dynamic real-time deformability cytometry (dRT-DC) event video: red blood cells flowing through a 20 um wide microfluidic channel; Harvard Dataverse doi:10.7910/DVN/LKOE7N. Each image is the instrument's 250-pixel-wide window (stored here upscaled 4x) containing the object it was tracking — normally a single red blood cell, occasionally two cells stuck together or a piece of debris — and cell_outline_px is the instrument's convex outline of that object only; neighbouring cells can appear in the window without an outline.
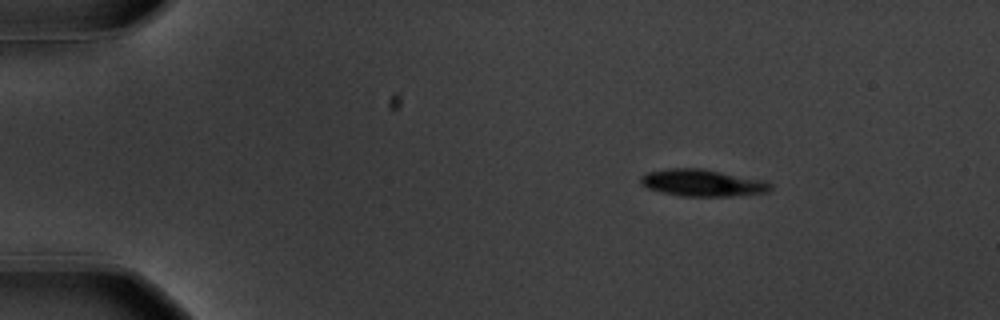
{"species": "common noctule bat (a hibernating species)", "species_latin": "Nyctalus noctula", "temperature_condition": "warm", "stored_images_in_passage": 9, "camera_frame_rate_fps": 3000, "um_per_image_px": 0.085, "animal": {"sex": "male", "body_mass_g": 20.1, "forearm_length_mm": 53.5}, "frame": {"image": 1, "passage_image": 1, "time_ms": 0.0, "image_size_px": [1000, 320], "cell_outline_px": [[772, 188], [768, 192], [732, 196], [680, 196], [660, 192], [648, 188], [640, 184], [640, 176], [648, 172], [668, 168], [704, 168], [764, 180], [772, 184]], "centroid_in_image_um": [59.7, 15.54], "position_along_channel_um": 25.3, "area_um2": 20.58}}